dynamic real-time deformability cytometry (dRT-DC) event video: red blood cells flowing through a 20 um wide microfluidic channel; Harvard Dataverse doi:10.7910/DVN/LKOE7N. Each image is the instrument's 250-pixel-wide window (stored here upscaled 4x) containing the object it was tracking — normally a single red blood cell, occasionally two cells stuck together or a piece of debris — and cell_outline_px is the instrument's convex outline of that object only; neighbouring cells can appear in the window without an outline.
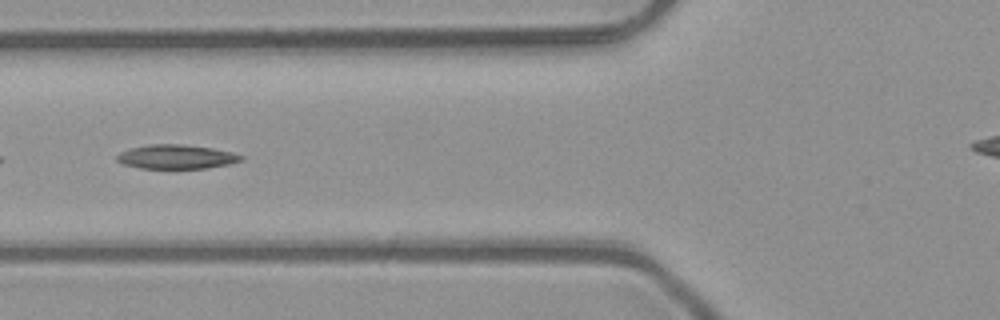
{"species": "common noctule bat (a hibernating species)", "species_latin": "Nyctalus noctula", "temperature_condition": "room temperature", "stored_images_in_passage": 8, "camera_frame_rate_fps": 3000, "um_per_image_px": 0.085, "animal": {"sex": "male", "body_mass_g": 23.1, "forearm_length_mm": 52.7}, "frame": {"image": 1, "passage_image": 5, "time_ms": 1.333, "image_size_px": [1000, 320], "cell_outline_px": [[244, 160], [232, 164], [208, 168], [140, 168], [124, 164], [116, 160], [116, 156], [120, 152], [132, 148], [148, 144], [184, 144], [212, 148], [232, 152], [244, 156]], "centroid_in_image_um": [15.04, 13.32], "position_along_channel_um": 110.8, "area_um2": 17.57}}